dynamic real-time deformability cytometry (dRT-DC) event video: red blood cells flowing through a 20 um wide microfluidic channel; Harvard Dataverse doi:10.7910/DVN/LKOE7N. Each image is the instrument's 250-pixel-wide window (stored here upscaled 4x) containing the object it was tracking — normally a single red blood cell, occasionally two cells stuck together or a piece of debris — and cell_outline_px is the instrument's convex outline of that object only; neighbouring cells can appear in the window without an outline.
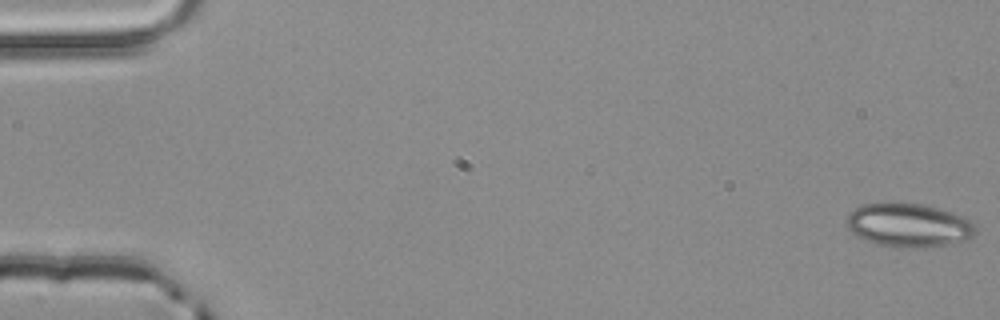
{"species": "common noctule bat (a hibernating species)", "species_latin": "Nyctalus noctula", "temperature_condition": "room temperature", "stored_images_in_passage": 4, "camera_frame_rate_fps": 3000, "um_per_image_px": 0.085, "animal": {"sex": "male", "body_mass_g": 20.4}, "frame": {"image": 1, "passage_image": 1, "time_ms": 0.0, "image_size_px": [1000, 320], "cell_outline_px": [[976, 232], [968, 240], [948, 244], [912, 248], [896, 248], [876, 244], [864, 240], [856, 236], [848, 228], [848, 212], [860, 204], [892, 200], [924, 204], [960, 216], [976, 224]], "centroid_in_image_um": [77.17, 19.11], "position_along_channel_um": 7.8, "area_um2": 33.47}}